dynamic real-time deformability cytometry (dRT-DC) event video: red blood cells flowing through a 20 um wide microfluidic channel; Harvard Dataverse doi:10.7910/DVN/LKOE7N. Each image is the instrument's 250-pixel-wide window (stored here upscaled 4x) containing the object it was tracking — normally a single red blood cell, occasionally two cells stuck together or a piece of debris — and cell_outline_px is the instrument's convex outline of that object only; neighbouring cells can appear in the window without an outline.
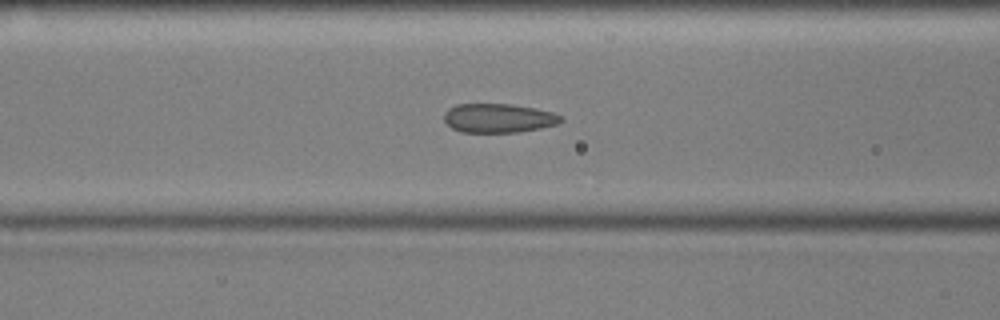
{"species": "common noctule bat (a hibernating species)", "species_latin": "Nyctalus noctula", "temperature_condition": "cold", "stored_images_in_passage": 55, "camera_frame_rate_fps": 3000, "um_per_image_px": 0.085, "animal": {"sex": "male", "body_mass_g": 17.9, "forearm_length_mm": 54.2}, "frame": {"image": 1, "passage_image": 21, "time_ms": 6.667, "image_size_px": [1000, 320], "cell_outline_px": [[564, 120], [556, 124], [540, 128], [520, 132], [460, 132], [452, 128], [444, 120], [444, 112], [448, 108], [456, 104], [512, 104], [536, 108], [552, 112], [564, 116]], "centroid_in_image_um": [42.38, 10.03], "position_along_channel_um": 124.2, "area_um2": 19.94}}
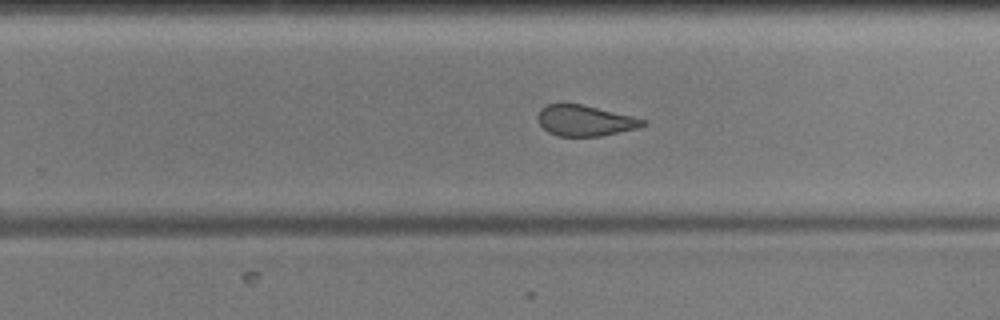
{"frame": {"image": 2, "passage_image": 34, "time_ms": 11.0, "image_size_px": [1000, 320], "cell_outline_px": [[648, 124], [636, 128], [600, 136], [556, 136], [548, 132], [536, 120], [536, 116], [540, 108], [548, 104], [584, 104], [648, 120]], "centroid_in_image_um": [49.7, 10.24], "position_along_channel_um": 280.1, "area_um2": 18.96}}
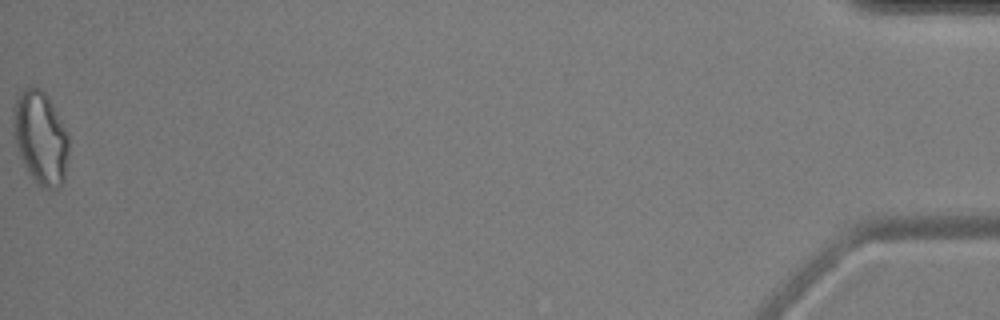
{"frame": {"image": 3, "passage_image": 55, "time_ms": 18.0, "image_size_px": [1000, 320], "cell_outline_px": [[68, 156], [64, 180], [60, 188], [52, 192], [36, 184], [28, 172], [20, 156], [12, 132], [12, 116], [16, 100], [20, 92], [24, 88], [32, 84], [40, 88], [48, 96], [68, 132]], "centroid_in_image_um": [3.45, 11.72], "position_along_channel_um": 431.8, "area_um2": 30.75}, "authors_computed_cell_mechanics": {"area_um2": 21.675, "velocity_mm_per_s": 3.6001, "shape_relaxation_time_tau1_ms": null, "shape_relaxation_time_tau2_ms": 1.8289, "deformation_change_tau1": null, "deformation_change_tau2": 0.0721}}